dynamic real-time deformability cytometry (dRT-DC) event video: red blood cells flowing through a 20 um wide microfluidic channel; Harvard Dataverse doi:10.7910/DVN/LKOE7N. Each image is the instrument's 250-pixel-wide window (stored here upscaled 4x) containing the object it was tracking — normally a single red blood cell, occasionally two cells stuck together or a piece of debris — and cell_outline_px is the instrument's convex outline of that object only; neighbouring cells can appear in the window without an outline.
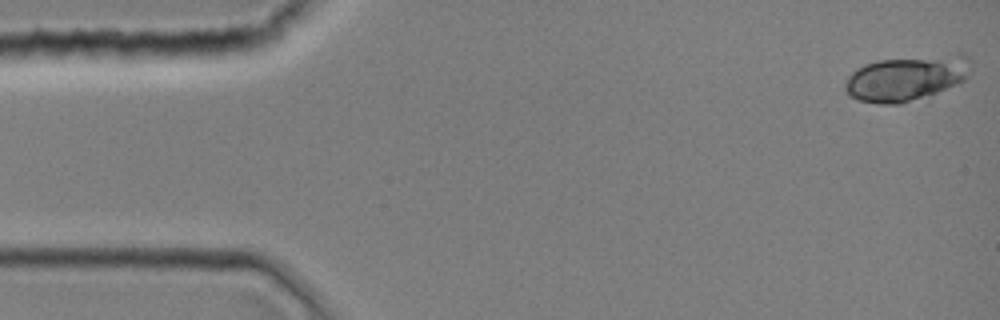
{"species": "common noctule bat (a hibernating species)", "species_latin": "Nyctalus noctula", "temperature_condition": "room temperature", "stored_images_in_passage": 39, "camera_frame_rate_fps": 3000, "um_per_image_px": 0.085, "animal": {"sex": "female", "body_mass_g": 19.0, "forearm_length_mm": 51.5}, "frame": {"image": 1, "passage_image": 1, "time_ms": 0.0, "image_size_px": [1000, 320], "cell_outline_px": [[972, 68], [968, 76], [960, 84], [900, 104], [880, 104], [856, 100], [848, 96], [844, 92], [844, 84], [848, 76], [856, 68], [864, 64], [880, 60], [956, 52], [964, 52], [972, 60]], "centroid_in_image_um": [77.1, 6.6], "position_along_channel_um": 7.9, "area_um2": 34.1}}
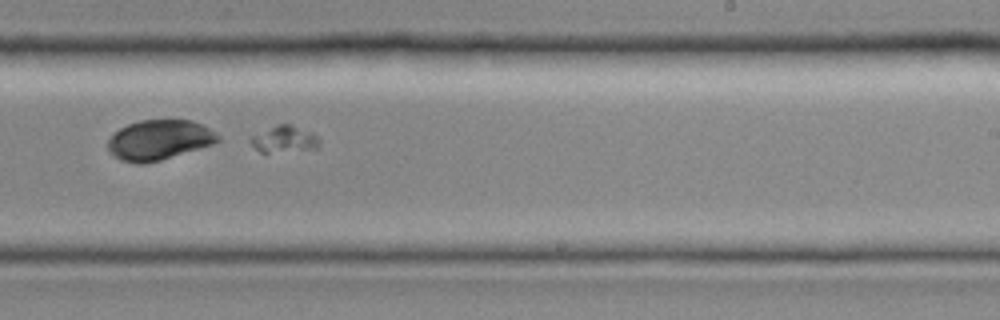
{"frame": {"image": 2, "passage_image": 25, "time_ms": 8.0, "image_size_px": [1000, 320], "cell_outline_px": [[220, 140], [212, 144], [200, 148], [160, 160], [140, 164], [136, 164], [120, 160], [112, 156], [108, 152], [108, 140], [120, 128], [128, 124], [140, 120], [192, 120], [208, 128], [220, 136]], "centroid_in_image_um": [13.49, 11.9], "position_along_channel_um": 275.5, "area_um2": 25.49}}
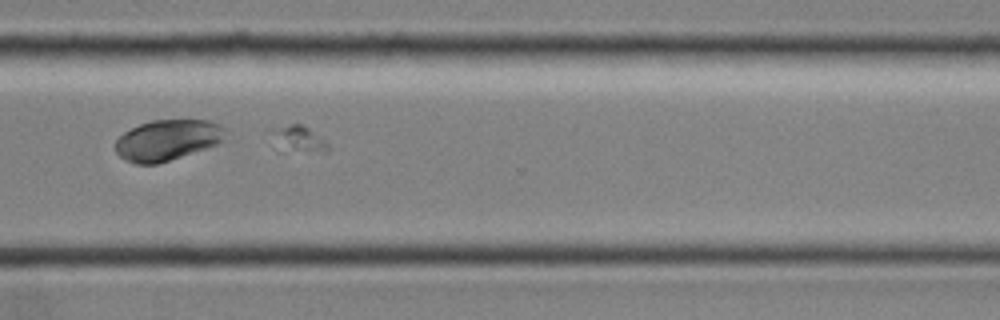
{"frame": {"image": 3, "passage_image": 30, "time_ms": 9.667, "image_size_px": [1000, 320], "cell_outline_px": [[228, 136], [224, 140], [208, 148], [156, 164], [136, 164], [124, 160], [116, 152], [116, 140], [124, 132], [140, 124], [152, 120], [208, 120], [220, 124], [224, 128]], "centroid_in_image_um": [14.26, 11.9], "position_along_channel_um": 356.3, "area_um2": 26.18}}